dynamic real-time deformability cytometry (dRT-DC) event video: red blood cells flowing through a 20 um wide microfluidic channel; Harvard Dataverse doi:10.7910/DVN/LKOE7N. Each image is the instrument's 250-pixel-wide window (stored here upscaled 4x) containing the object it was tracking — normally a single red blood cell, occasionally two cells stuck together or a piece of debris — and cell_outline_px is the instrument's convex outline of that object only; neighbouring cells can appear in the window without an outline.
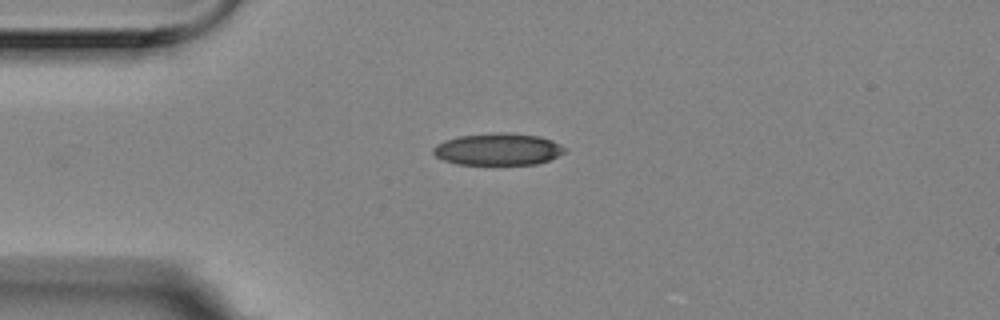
{"species": "Egyptian fruit bat (a non-hibernating species)", "species_latin": "Rousettus aegyptiacus", "temperature_condition": "room temperature", "stored_images_in_passage": 8, "camera_frame_rate_fps": 3000, "um_per_image_px": 0.085, "animal": {"sex": "female"}, "frame": {"image": 1, "passage_image": 1, "time_ms": 0.0, "image_size_px": [1000, 320], "cell_outline_px": [[568, 148], [564, 152], [548, 160], [536, 164], [456, 164], [444, 160], [436, 156], [432, 152], [432, 148], [436, 144], [444, 140], [460, 136], [492, 132], [504, 132], [540, 136], [552, 140]], "centroid_in_image_um": [42.32, 12.67], "position_along_channel_um": 42.7, "area_um2": 24.57}}
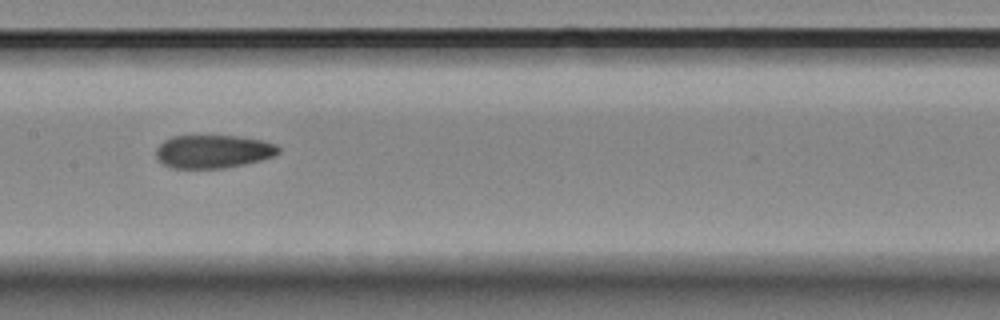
{"frame": {"image": 2, "passage_image": 5, "time_ms": 1.333, "image_size_px": [1000, 320], "cell_outline_px": [[280, 152], [272, 156], [260, 160], [244, 164], [224, 168], [172, 168], [164, 164], [156, 156], [156, 148], [164, 140], [172, 136], [236, 136], [264, 140], [276, 144], [280, 148]], "centroid_in_image_um": [18.13, 12.87], "position_along_channel_um": 189.3, "area_um2": 23.64}}
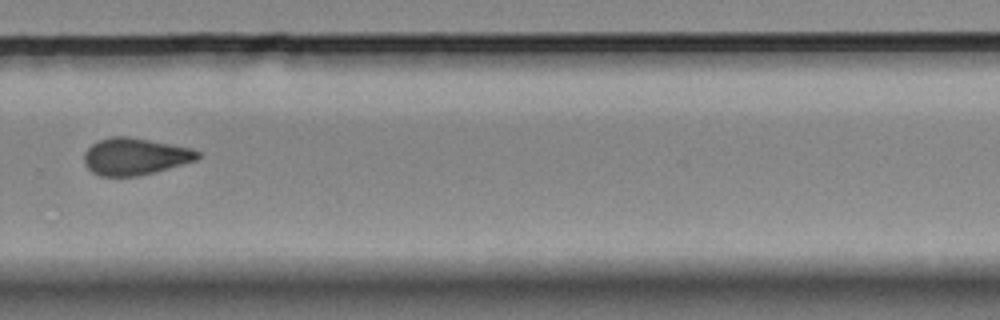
{"frame": {"image": 3, "passage_image": 8, "time_ms": 2.333, "image_size_px": [1000, 320], "cell_outline_px": [[200, 156], [196, 160], [156, 172], [140, 176], [100, 176], [92, 172], [84, 164], [84, 152], [92, 144], [100, 140], [112, 136], [128, 136], [192, 148], [200, 152]], "centroid_in_image_um": [11.47, 13.3], "position_along_channel_um": 318.3, "area_um2": 24.51}}